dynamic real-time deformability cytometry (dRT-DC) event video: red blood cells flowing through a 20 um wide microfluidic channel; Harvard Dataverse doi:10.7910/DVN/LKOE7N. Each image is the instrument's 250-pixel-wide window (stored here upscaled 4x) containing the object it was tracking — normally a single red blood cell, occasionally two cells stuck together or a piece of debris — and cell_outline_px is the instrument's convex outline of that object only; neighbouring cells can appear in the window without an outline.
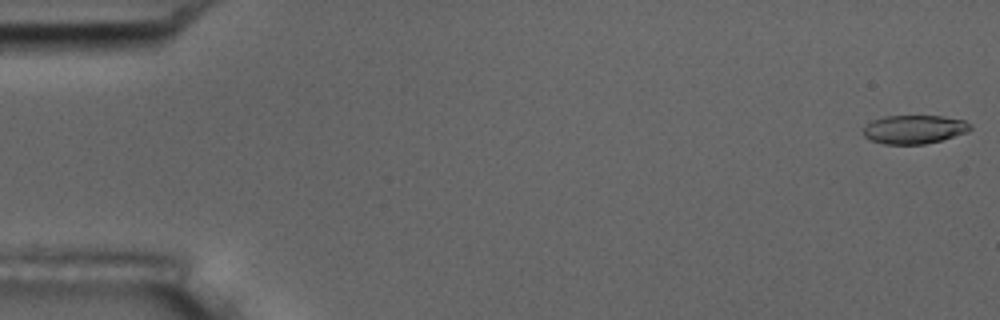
{"species": "common noctule bat (a hibernating species)", "species_latin": "Nyctalus noctula", "temperature_condition": "room temperature", "stored_images_in_passage": 6, "camera_frame_rate_fps": 3000, "um_per_image_px": 0.085, "animal": {"sex": "male", "body_mass_g": 17.5, "forearm_length_mm": 52.3}, "frame": {"image": 1, "passage_image": 1, "time_ms": 0.0, "image_size_px": [1000, 320], "cell_outline_px": [[972, 128], [968, 132], [940, 140], [924, 144], [884, 144], [872, 140], [864, 136], [864, 128], [872, 120], [884, 116], [944, 116], [964, 120], [972, 124]], "centroid_in_image_um": [77.74, 10.99], "position_along_channel_um": 7.3, "area_um2": 17.8}}
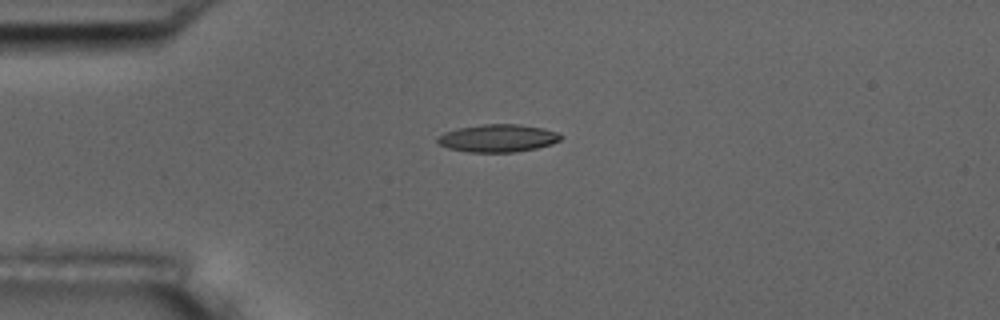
{"frame": {"image": 2, "passage_image": 4, "time_ms": 4.333, "image_size_px": [1000, 320], "cell_outline_px": [[564, 136], [560, 140], [552, 144], [536, 148], [516, 152], [468, 152], [448, 148], [440, 144], [436, 140], [436, 136], [444, 132], [460, 128], [484, 124], [520, 124], [544, 128], [556, 132]], "centroid_in_image_um": [42.33, 11.74], "position_along_channel_um": 42.7, "area_um2": 19.94}}